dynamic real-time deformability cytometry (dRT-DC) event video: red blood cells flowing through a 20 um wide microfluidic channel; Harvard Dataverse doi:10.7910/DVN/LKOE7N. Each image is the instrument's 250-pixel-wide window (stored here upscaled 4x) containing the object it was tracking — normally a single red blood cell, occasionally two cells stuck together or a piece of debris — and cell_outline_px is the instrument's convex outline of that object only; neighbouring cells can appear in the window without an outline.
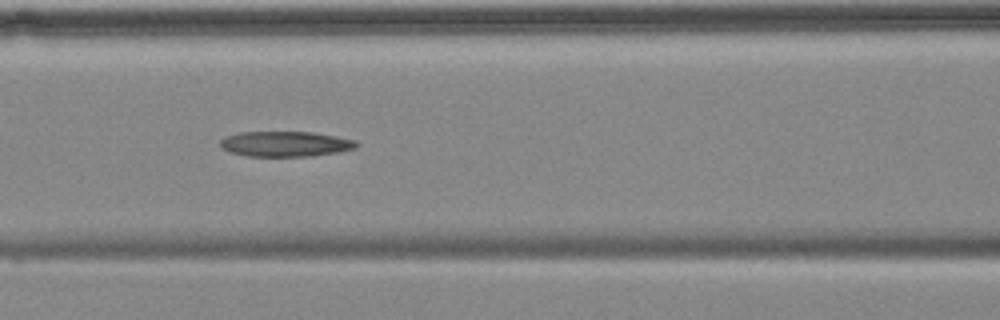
{"species": "common noctule bat (a hibernating species)", "species_latin": "Nyctalus noctula", "temperature_condition": "cold", "stored_images_in_passage": 9, "camera_frame_rate_fps": 3000, "um_per_image_px": 0.085, "animal": {"sex": "female", "body_mass_g": 18.4}, "frame": {"image": 1, "passage_image": 6, "time_ms": 6.0, "image_size_px": [1000, 320], "cell_outline_px": [[360, 144], [356, 148], [336, 152], [312, 156], [248, 156], [232, 152], [224, 148], [220, 144], [220, 140], [224, 136], [240, 132], [312, 132], [336, 136], [356, 140]], "centroid_in_image_um": [24.29, 12.22], "position_along_channel_um": 142.3, "area_um2": 20.0}}
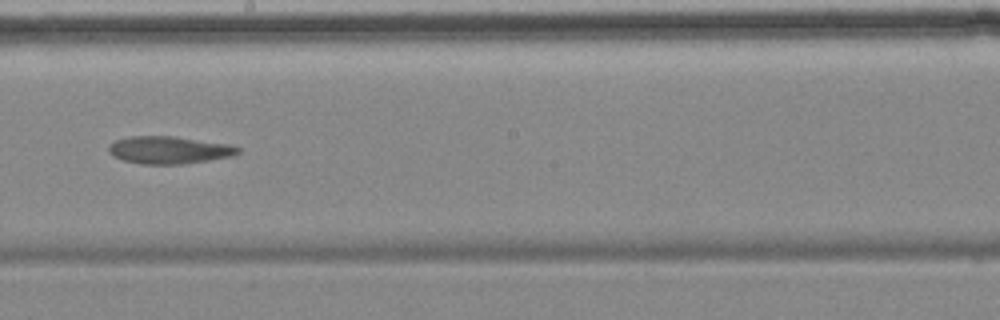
{"frame": {"image": 2, "passage_image": 8, "time_ms": 8.667, "image_size_px": [1000, 320], "cell_outline_px": [[240, 152], [232, 156], [184, 164], [140, 164], [124, 160], [112, 156], [108, 152], [108, 144], [116, 140], [132, 136], [176, 136], [228, 144], [240, 148]], "centroid_in_image_um": [14.34, 12.75], "position_along_channel_um": 233.9, "area_um2": 20.75}}
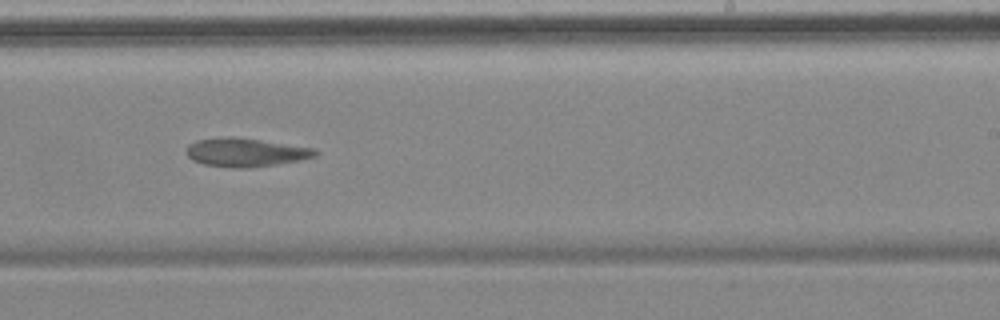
{"frame": {"image": 3, "passage_image": 9, "time_ms": 9.667, "image_size_px": [1000, 320], "cell_outline_px": [[320, 152], [316, 156], [276, 164], [248, 168], [232, 168], [204, 164], [192, 160], [184, 152], [188, 144], [196, 140], [220, 136], [236, 136], [316, 148]], "centroid_in_image_um": [20.84, 12.93], "position_along_channel_um": 268.2, "area_um2": 21.79}}